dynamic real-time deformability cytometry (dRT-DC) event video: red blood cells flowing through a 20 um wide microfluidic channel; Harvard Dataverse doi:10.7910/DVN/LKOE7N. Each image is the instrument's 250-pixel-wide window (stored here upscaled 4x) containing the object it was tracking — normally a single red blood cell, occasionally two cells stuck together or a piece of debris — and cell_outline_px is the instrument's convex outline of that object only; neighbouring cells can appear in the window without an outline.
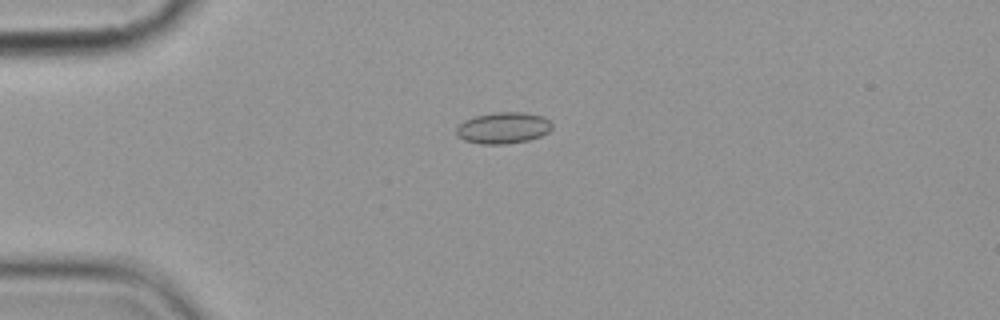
{"species": "common noctule bat (a hibernating species)", "species_latin": "Nyctalus noctula", "temperature_condition": "cold", "stored_images_in_passage": 2, "camera_frame_rate_fps": 3000, "um_per_image_px": 0.085, "animal": {"sex": "female", "body_mass_g": 19.9}, "frame": {"image": 1, "passage_image": 1, "time_ms": 0.0, "image_size_px": [1000, 320], "cell_outline_px": [[552, 128], [548, 132], [540, 136], [528, 140], [504, 144], [480, 144], [464, 140], [456, 132], [456, 128], [464, 120], [476, 116], [496, 112], [520, 112], [540, 116], [548, 120], [552, 124]], "centroid_in_image_um": [42.76, 10.88], "position_along_channel_um": 42.2, "area_um2": 17.22}}